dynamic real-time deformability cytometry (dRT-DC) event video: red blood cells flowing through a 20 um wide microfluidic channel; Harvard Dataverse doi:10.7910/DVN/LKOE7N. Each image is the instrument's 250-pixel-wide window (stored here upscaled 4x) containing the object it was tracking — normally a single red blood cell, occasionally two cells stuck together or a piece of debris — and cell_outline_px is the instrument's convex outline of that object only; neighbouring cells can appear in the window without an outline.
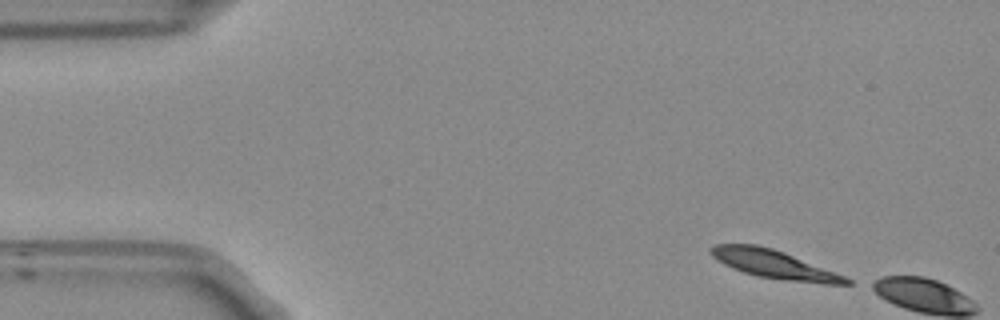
{"species": "Egyptian fruit bat (a non-hibernating species)", "species_latin": "Rousettus aegyptiacus", "temperature_condition": "room temperature", "stored_images_in_passage": 3, "camera_frame_rate_fps": 3000, "um_per_image_px": 0.085, "frame": {"image": 1, "passage_image": 1, "time_ms": 0.0, "image_size_px": [1000, 320], "cell_outline_px": [[852, 284], [824, 284], [784, 280], [756, 276], [732, 268], [724, 264], [712, 256], [708, 252], [716, 244], [756, 244], [772, 248], [784, 252], [844, 276], [852, 280]], "centroid_in_image_um": [65.78, 22.47], "position_along_channel_um": 19.2, "area_um2": 22.14}}